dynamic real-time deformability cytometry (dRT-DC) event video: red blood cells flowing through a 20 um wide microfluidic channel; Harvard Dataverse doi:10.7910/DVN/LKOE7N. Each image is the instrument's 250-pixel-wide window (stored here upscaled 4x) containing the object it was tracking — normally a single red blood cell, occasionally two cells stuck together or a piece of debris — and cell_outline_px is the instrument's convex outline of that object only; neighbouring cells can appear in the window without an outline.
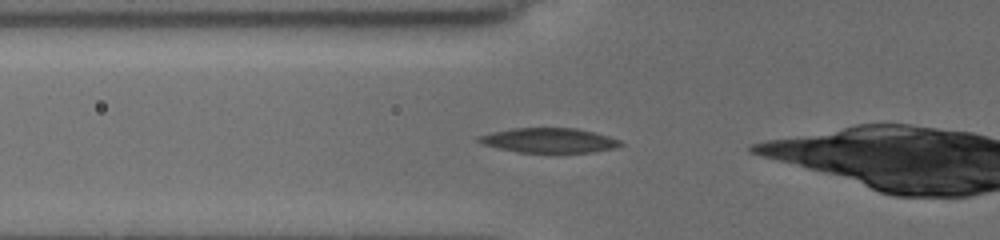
{"species": "common noctule bat (a hibernating species)", "species_latin": "Nyctalus noctula", "temperature_condition": "cold", "stored_images_in_passage": 46, "camera_frame_rate_fps": 3000, "um_per_image_px": 0.085, "animal": {"sex": "female", "body_mass_g": 19.5, "forearm_length_mm": 54.1}, "frame": {"image": 1, "passage_image": 11, "time_ms": 3.333, "image_size_px": [1000, 240], "cell_outline_px": [[624, 144], [616, 148], [592, 152], [520, 152], [496, 148], [480, 144], [476, 140], [476, 136], [492, 132], [512, 128], [576, 128], [608, 136], [620, 140]], "centroid_in_image_um": [46.62, 11.93], "position_along_channel_um": 79.2, "area_um2": 20.46}}
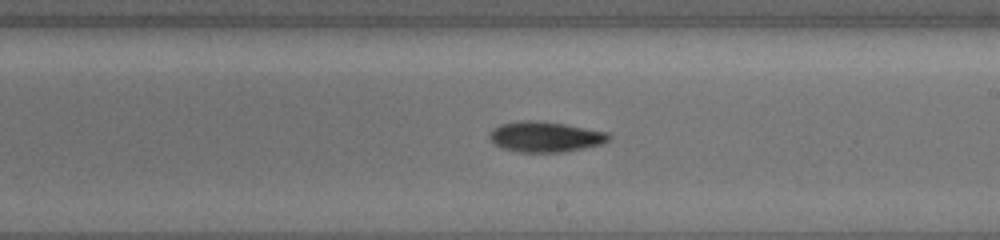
{"frame": {"image": 2, "passage_image": 24, "time_ms": 7.667, "image_size_px": [1000, 240], "cell_outline_px": [[612, 136], [608, 140], [600, 144], [584, 148], [564, 152], [520, 152], [504, 148], [492, 144], [488, 136], [492, 128], [500, 124], [520, 120], [540, 120], [564, 124], [608, 132]], "centroid_in_image_um": [46.31, 11.62], "position_along_channel_um": 242.7, "area_um2": 21.33}}
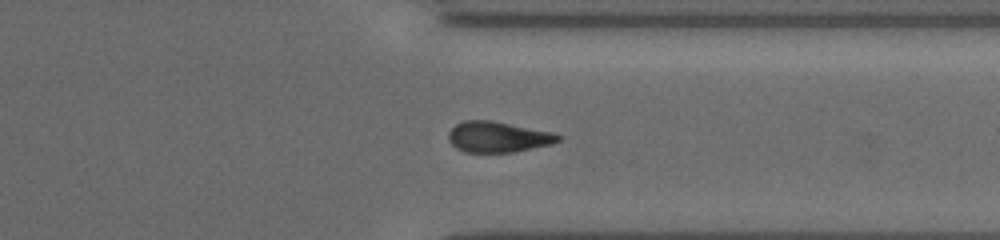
{"frame": {"image": 3, "passage_image": 34, "time_ms": 11.0, "image_size_px": [1000, 240], "cell_outline_px": [[560, 140], [552, 144], [512, 152], [464, 152], [456, 148], [448, 140], [448, 132], [456, 124], [464, 120], [492, 120], [552, 132], [560, 136]], "centroid_in_image_um": [42.29, 11.63], "position_along_channel_um": 369.1, "area_um2": 19.59}, "authors_computed_cell_mechanics": {"area_um2": 20.8369, "velocity_mm_per_s": 3.7899, "shape_relaxation_time_tau1_ms": 6.3831, "shape_relaxation_time_tau2_ms": null, "deformation_change_tau1": 0.1451, "deformation_change_tau2": null}}